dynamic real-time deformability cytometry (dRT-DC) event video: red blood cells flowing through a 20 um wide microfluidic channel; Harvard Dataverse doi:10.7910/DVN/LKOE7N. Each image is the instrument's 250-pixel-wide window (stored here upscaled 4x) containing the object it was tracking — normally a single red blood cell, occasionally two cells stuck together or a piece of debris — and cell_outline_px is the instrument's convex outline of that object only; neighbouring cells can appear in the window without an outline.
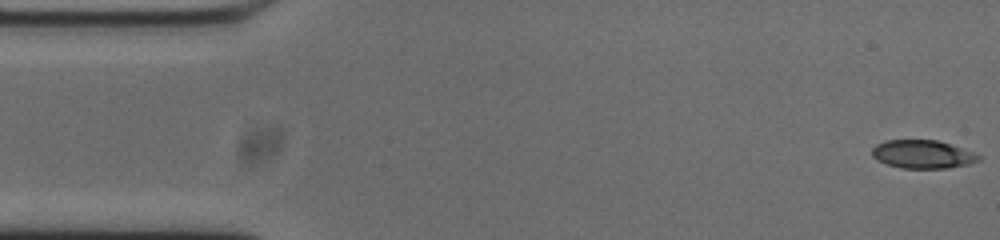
{"species": "common noctule bat (a hibernating species)", "species_latin": "Nyctalus noctula", "temperature_condition": "cold", "stored_images_in_passage": 53, "camera_frame_rate_fps": 3000, "um_per_image_px": 0.085, "animal": {"sex": "male", "body_mass_g": 20.0, "forearm_length_mm": 53.3}, "frame": {"image": 1, "passage_image": 1, "time_ms": 0.0, "image_size_px": [1000, 240], "cell_outline_px": [[980, 160], [968, 164], [948, 168], [900, 168], [876, 160], [872, 156], [872, 148], [876, 144], [884, 140], [936, 140], [972, 152], [980, 156]], "centroid_in_image_um": [78.37, 13.11], "position_along_channel_um": 6.6, "area_um2": 17.4}}
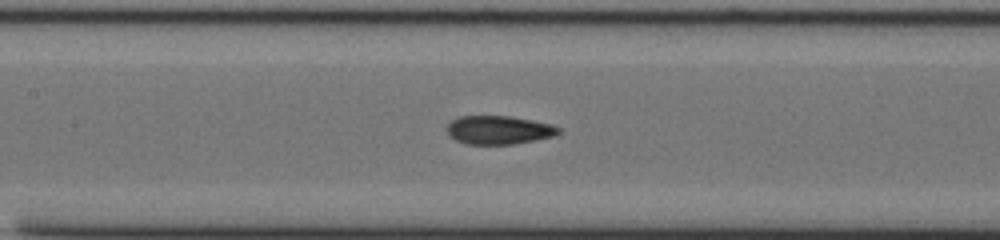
{"frame": {"image": 2, "passage_image": 23, "time_ms": 7.333, "image_size_px": [1000, 240], "cell_outline_px": [[560, 132], [556, 136], [536, 140], [512, 144], [468, 144], [456, 140], [444, 128], [452, 120], [460, 116], [508, 116], [532, 120], [552, 124], [560, 128]], "centroid_in_image_um": [42.42, 11.05], "position_along_channel_um": 165.0, "area_um2": 18.55}}
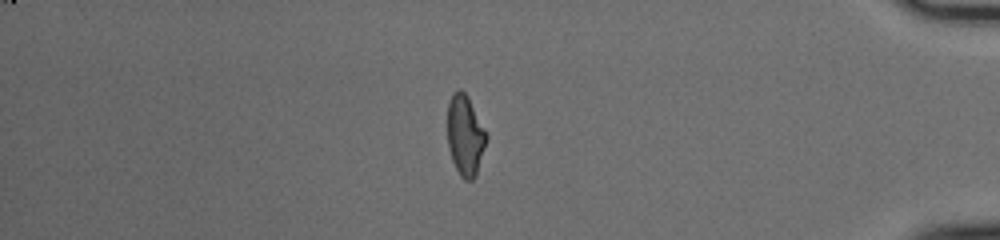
{"frame": {"image": 3, "passage_image": 45, "time_ms": 14.667, "image_size_px": [1000, 240], "cell_outline_px": [[488, 136], [476, 176], [472, 180], [464, 180], [460, 176], [452, 160], [448, 148], [448, 104], [452, 92], [460, 88], [468, 96], [488, 132]], "centroid_in_image_um": [39.56, 11.49], "position_along_channel_um": 395.6, "area_um2": 18.55}, "authors_computed_cell_mechanics": {"area_um2": 18.6116, "velocity_mm_per_s": 3.7426, "shape_relaxation_time_tau1_ms": 6.1481, "shape_relaxation_time_tau2_ms": 1.5462, "deformation_change_tau1": 0.1994, "deformation_change_tau2": 0.0833}}